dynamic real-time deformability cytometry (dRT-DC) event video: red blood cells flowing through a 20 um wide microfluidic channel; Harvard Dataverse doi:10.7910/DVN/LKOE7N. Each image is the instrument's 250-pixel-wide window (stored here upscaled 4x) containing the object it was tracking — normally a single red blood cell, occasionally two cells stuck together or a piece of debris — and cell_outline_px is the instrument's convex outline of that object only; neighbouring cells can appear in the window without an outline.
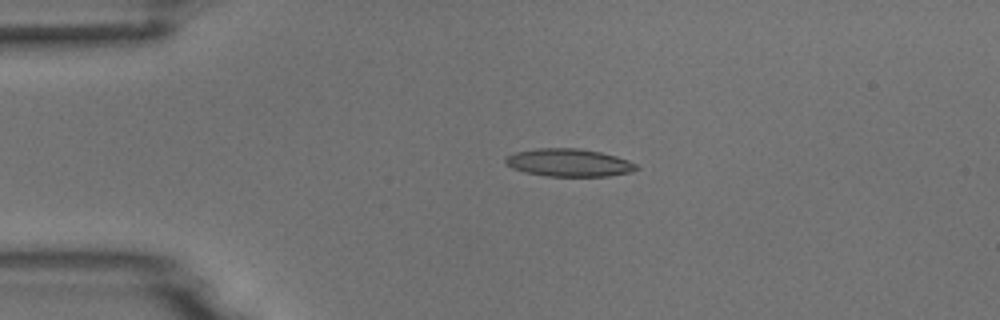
{"species": "common noctule bat (a hibernating species)", "species_latin": "Nyctalus noctula", "temperature_condition": "room temperature", "stored_images_in_passage": 5, "camera_frame_rate_fps": 3000, "um_per_image_px": 0.085, "animal": {"sex": "male", "body_mass_g": 18.8}, "frame": {"image": 1, "passage_image": 4, "time_ms": 1.0, "image_size_px": [1000, 320], "cell_outline_px": [[640, 168], [632, 172], [608, 176], [548, 176], [524, 172], [512, 168], [504, 160], [508, 156], [516, 152], [536, 148], [580, 148], [600, 152], [616, 156], [628, 160], [636, 164]], "centroid_in_image_um": [48.39, 13.82], "position_along_channel_um": 36.6, "area_um2": 21.15}}